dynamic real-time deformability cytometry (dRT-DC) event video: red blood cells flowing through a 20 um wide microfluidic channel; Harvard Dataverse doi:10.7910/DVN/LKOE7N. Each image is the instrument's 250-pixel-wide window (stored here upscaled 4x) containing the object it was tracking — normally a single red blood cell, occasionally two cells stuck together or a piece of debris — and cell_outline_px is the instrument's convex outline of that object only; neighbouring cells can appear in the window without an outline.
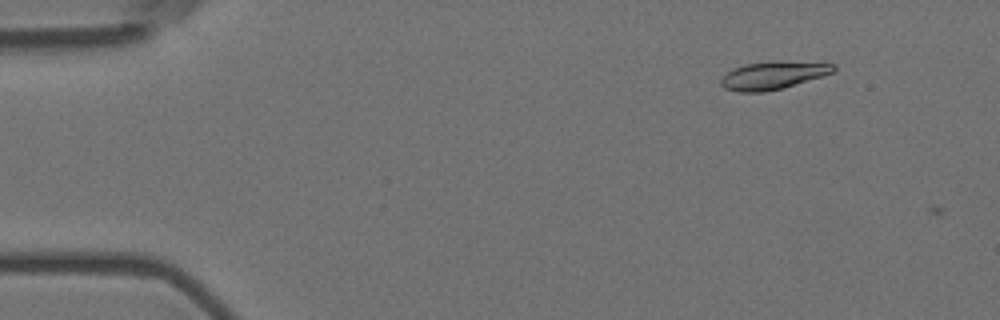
{"species": "Egyptian fruit bat (a non-hibernating species)", "species_latin": "Rousettus aegyptiacus", "temperature_condition": "room temperature", "stored_images_in_passage": 3, "camera_frame_rate_fps": 3000, "um_per_image_px": 0.085, "animal": {"sex": "female"}, "frame": {"image": 1, "passage_image": 2, "time_ms": 0.333, "image_size_px": [1000, 320], "cell_outline_px": [[836, 68], [832, 72], [820, 76], [780, 88], [764, 92], [740, 92], [724, 88], [720, 84], [720, 80], [732, 68], [744, 64], [772, 60], [780, 60], [836, 64]], "centroid_in_image_um": [65.66, 6.37], "position_along_channel_um": 19.3, "area_um2": 18.15}}